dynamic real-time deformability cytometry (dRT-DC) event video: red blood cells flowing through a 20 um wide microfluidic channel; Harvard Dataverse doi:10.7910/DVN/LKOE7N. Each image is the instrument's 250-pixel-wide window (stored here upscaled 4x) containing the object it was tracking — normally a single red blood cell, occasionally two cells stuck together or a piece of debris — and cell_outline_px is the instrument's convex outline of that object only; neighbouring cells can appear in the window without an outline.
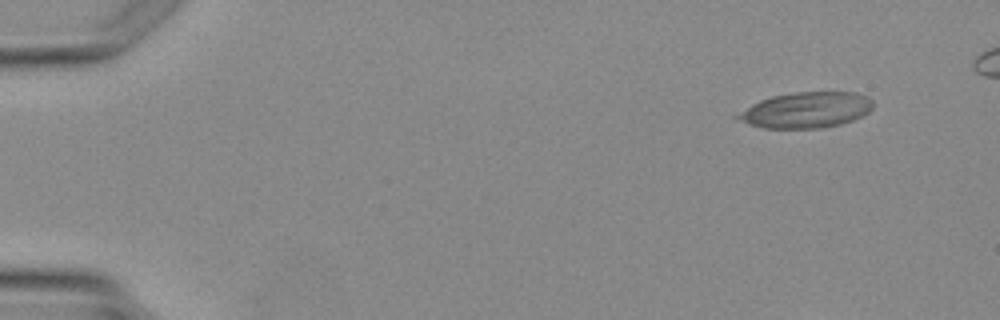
{"species": "Egyptian fruit bat (a non-hibernating species)", "species_latin": "Rousettus aegyptiacus", "temperature_condition": "warm", "stored_images_in_passage": 4, "camera_frame_rate_fps": 3000, "um_per_image_px": 0.085, "animal": {"sex": "female"}, "frame": {"image": 1, "passage_image": 1, "time_ms": 0.0, "image_size_px": [1000, 320], "cell_outline_px": [[872, 108], [864, 116], [840, 124], [824, 128], [764, 128], [748, 124], [732, 116], [752, 104], [760, 100], [772, 96], [796, 92], [856, 92], [868, 96], [872, 100]], "centroid_in_image_um": [68.53, 9.35], "position_along_channel_um": 16.5, "area_um2": 28.32}}